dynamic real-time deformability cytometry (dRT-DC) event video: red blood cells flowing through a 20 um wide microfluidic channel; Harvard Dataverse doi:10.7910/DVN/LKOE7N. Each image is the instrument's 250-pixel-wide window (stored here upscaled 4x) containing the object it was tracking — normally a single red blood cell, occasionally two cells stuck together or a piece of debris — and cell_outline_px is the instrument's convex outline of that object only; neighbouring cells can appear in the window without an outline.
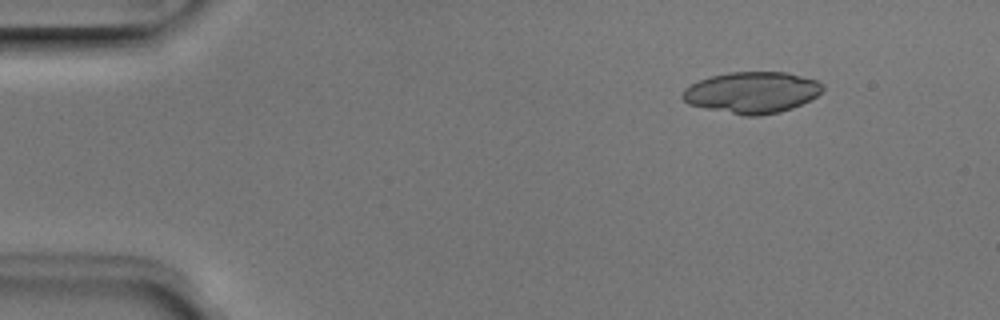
{"species": "Egyptian fruit bat (a non-hibernating species)", "species_latin": "Rousettus aegyptiacus", "temperature_condition": "room temperature", "stored_images_in_passage": 50, "camera_frame_rate_fps": 3000, "um_per_image_px": 0.085, "animal": {"sex": "male"}, "frame": {"image": 1, "passage_image": 6, "time_ms": 1.667, "image_size_px": [1000, 320], "cell_outline_px": [[824, 88], [816, 96], [792, 108], [780, 112], [760, 116], [744, 116], [688, 104], [680, 96], [684, 88], [700, 80], [712, 76], [728, 72], [788, 72], [816, 80], [824, 84]], "centroid_in_image_um": [63.91, 7.86], "position_along_channel_um": 21.1, "area_um2": 33.7}}